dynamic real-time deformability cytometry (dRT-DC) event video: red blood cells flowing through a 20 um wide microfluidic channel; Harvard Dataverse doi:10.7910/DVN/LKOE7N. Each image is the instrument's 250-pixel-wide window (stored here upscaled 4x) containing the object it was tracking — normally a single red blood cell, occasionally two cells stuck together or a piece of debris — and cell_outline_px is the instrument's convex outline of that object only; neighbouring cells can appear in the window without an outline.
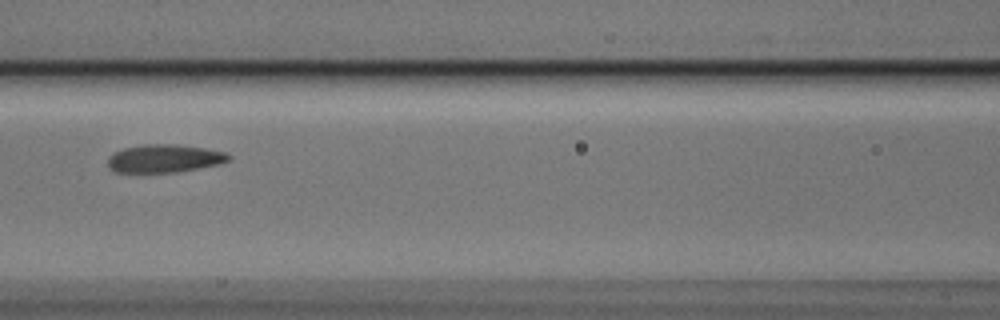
{"species": "Egyptian fruit bat (a non-hibernating species)", "species_latin": "Rousettus aegyptiacus", "temperature_condition": "cold", "stored_images_in_passage": 7, "camera_frame_rate_fps": 3000, "um_per_image_px": 0.085, "animal": {"sex": "male"}, "frame": {"image": 1, "passage_image": 4, "time_ms": 1.0, "image_size_px": [1000, 320], "cell_outline_px": [[232, 156], [228, 160], [220, 164], [180, 172], [116, 172], [108, 168], [108, 156], [112, 152], [124, 148], [144, 144], [168, 144], [204, 148], [224, 152]], "centroid_in_image_um": [13.94, 13.48], "position_along_channel_um": 152.7, "area_um2": 19.77}}
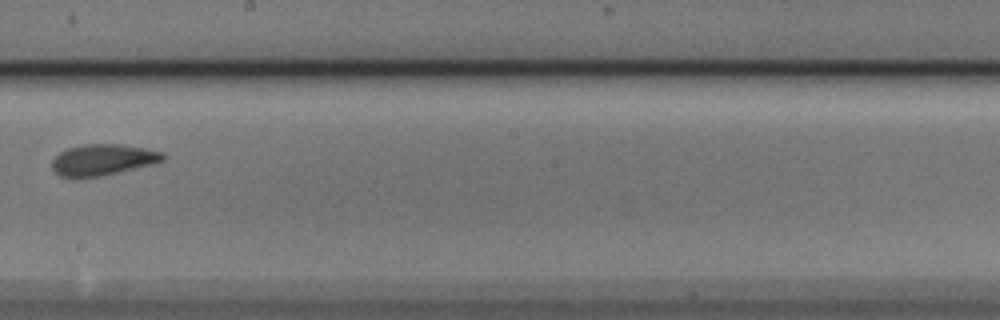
{"frame": {"image": 2, "passage_image": 6, "time_ms": 1.667, "image_size_px": [1000, 320], "cell_outline_px": [[168, 156], [164, 160], [156, 164], [120, 172], [100, 176], [60, 176], [52, 168], [52, 160], [60, 152], [68, 148], [84, 144], [120, 144], [144, 148], [164, 152]], "centroid_in_image_um": [8.82, 13.56], "position_along_channel_um": 239.4, "area_um2": 20.11}}
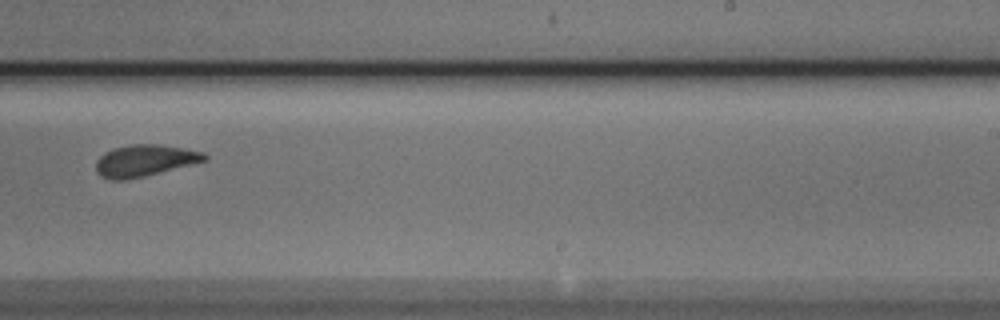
{"frame": {"image": 3, "passage_image": 7, "time_ms": 2.0, "image_size_px": [1000, 320], "cell_outline_px": [[208, 160], [144, 176], [124, 180], [112, 180], [100, 176], [96, 172], [96, 160], [104, 152], [116, 148], [132, 144], [160, 144], [184, 148], [204, 152], [208, 156]], "centroid_in_image_um": [12.3, 13.64], "position_along_channel_um": 276.7, "area_um2": 20.0}}